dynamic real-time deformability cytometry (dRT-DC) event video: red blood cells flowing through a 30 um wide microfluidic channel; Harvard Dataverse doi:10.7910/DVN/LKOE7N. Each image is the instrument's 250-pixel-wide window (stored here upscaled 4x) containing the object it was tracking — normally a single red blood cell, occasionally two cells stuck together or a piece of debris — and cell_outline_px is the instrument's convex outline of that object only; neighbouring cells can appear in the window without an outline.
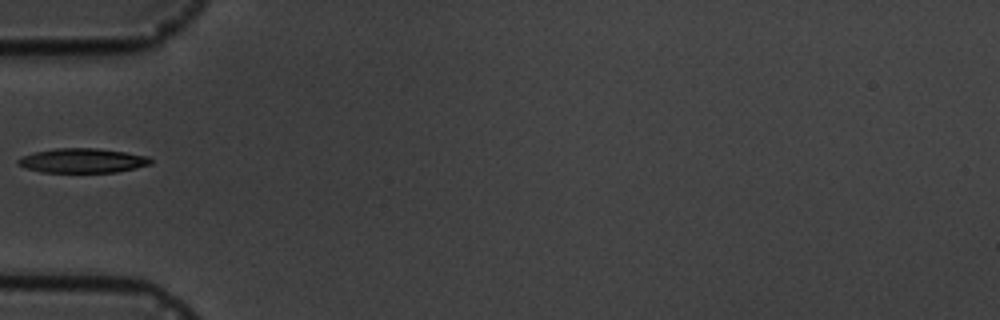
{"species": "common noctule bat (a hibernating species)", "species_latin": "Nyctalus noctula", "temperature_condition": "cold", "stored_images_in_passage": 2, "camera_frame_rate_fps": 3000, "um_per_image_px": 0.085, "animal": {"sex": "male", "body_mass_g": 19.5, "forearm_length_mm": 54.6}, "frame": {"image": 1, "passage_image": 1, "time_ms": 0.0, "image_size_px": [1000, 320], "cell_outline_px": [[152, 164], [136, 168], [116, 172], [40, 172], [24, 168], [16, 160], [20, 156], [36, 152], [56, 148], [96, 148], [124, 152], [148, 156], [152, 160]], "centroid_in_image_um": [7.01, 13.65], "position_along_channel_um": 78.0, "area_um2": 18.9}}
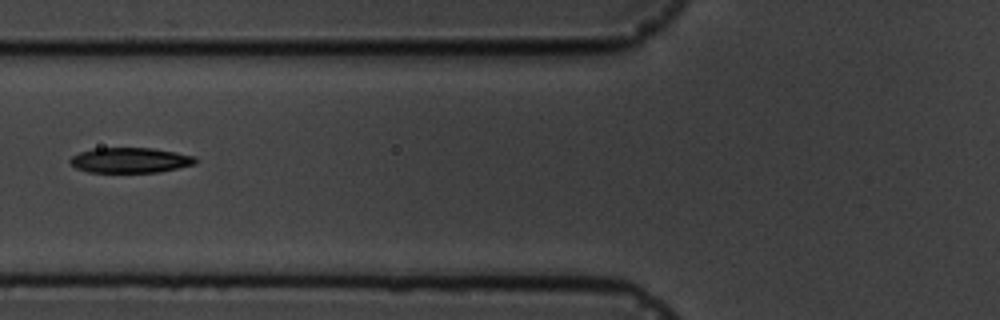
{"frame": {"image": 2, "passage_image": 2, "time_ms": 1.0, "image_size_px": [1000, 320], "cell_outline_px": [[196, 164], [160, 172], [88, 172], [76, 168], [68, 160], [72, 156], [80, 152], [92, 148], [152, 148], [176, 152], [196, 156]], "centroid_in_image_um": [11.08, 13.61], "position_along_channel_um": 114.7, "area_um2": 18.5}}